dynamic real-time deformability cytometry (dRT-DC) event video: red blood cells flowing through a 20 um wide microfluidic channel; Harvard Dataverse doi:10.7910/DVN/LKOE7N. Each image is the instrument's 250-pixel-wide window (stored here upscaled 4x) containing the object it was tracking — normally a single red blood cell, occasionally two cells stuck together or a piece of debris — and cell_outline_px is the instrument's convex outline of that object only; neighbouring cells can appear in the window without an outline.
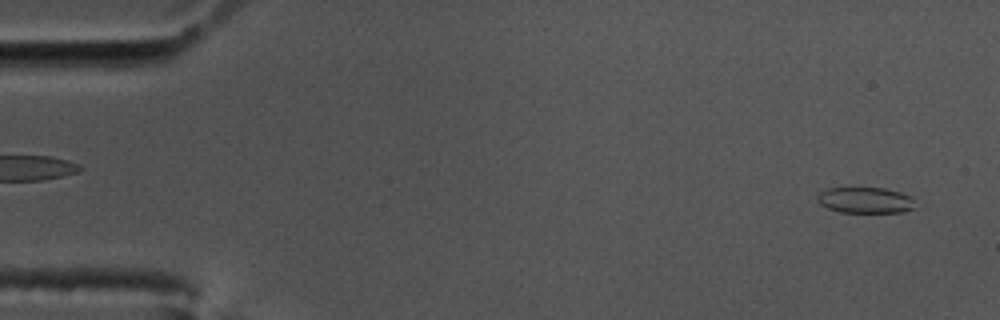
{"species": "common noctule bat (a hibernating species)", "species_latin": "Nyctalus noctula", "temperature_condition": "cold", "stored_images_in_passage": 58, "camera_frame_rate_fps": 3000, "um_per_image_px": 0.085, "animal": {"sex": "male", "body_mass_g": 17.5, "forearm_length_mm": 52.3}, "frame": {"image": 1, "passage_image": 3, "time_ms": 0.667, "image_size_px": [1000, 320], "cell_outline_px": [[912, 208], [904, 212], [840, 212], [828, 208], [820, 204], [816, 196], [820, 192], [828, 188], [884, 188], [900, 192], [908, 196], [912, 200]], "centroid_in_image_um": [73.49, 17.01], "position_along_channel_um": 11.5, "area_um2": 14.51}}
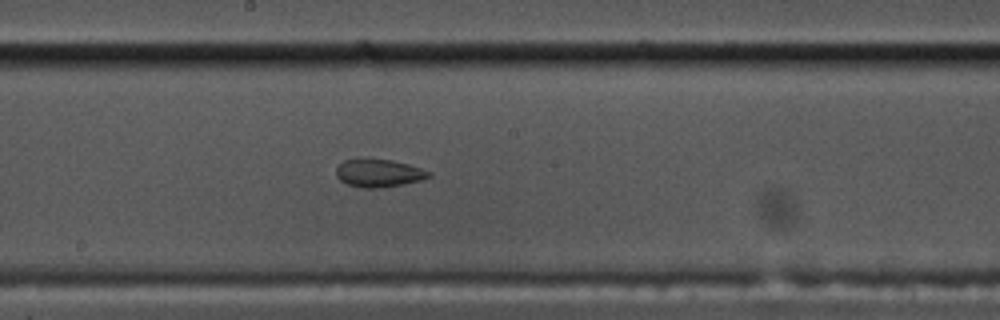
{"frame": {"image": 2, "passage_image": 31, "time_ms": 10.0, "image_size_px": [1000, 320], "cell_outline_px": [[432, 176], [420, 180], [400, 184], [376, 188], [364, 188], [348, 184], [340, 180], [336, 176], [336, 168], [344, 160], [356, 156], [364, 156], [392, 160], [408, 164], [432, 172]], "centroid_in_image_um": [32.14, 14.66], "position_along_channel_um": 216.1, "area_um2": 15.43}}
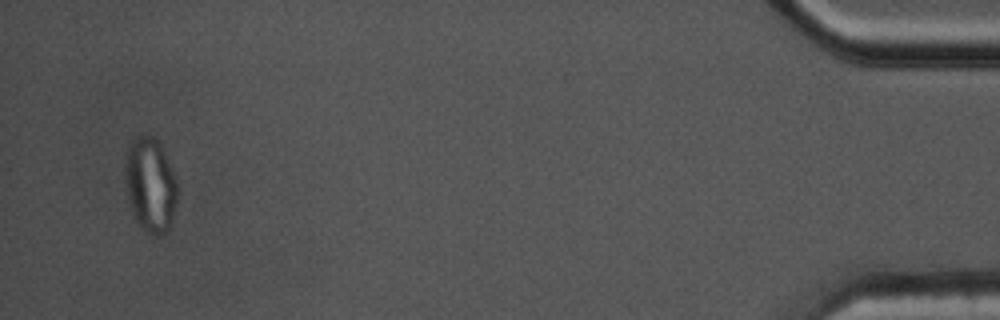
{"frame": {"image": 3, "passage_image": 56, "time_ms": 18.333, "image_size_px": [1000, 320], "cell_outline_px": [[176, 204], [172, 220], [168, 232], [164, 236], [152, 236], [140, 228], [132, 212], [128, 196], [124, 172], [124, 168], [128, 144], [136, 136], [152, 136], [160, 144], [172, 168], [176, 180]], "centroid_in_image_um": [12.77, 15.76], "position_along_channel_um": 422.4, "area_um2": 28.96}, "authors_computed_cell_mechanics": {"area_um2": 15.9528, "velocity_mm_per_s": 3.4601, "shape_relaxation_time_tau1_ms": null, "shape_relaxation_time_tau2_ms": 2.1015, "deformation_change_tau1": null, "deformation_change_tau2": 0.0458}}